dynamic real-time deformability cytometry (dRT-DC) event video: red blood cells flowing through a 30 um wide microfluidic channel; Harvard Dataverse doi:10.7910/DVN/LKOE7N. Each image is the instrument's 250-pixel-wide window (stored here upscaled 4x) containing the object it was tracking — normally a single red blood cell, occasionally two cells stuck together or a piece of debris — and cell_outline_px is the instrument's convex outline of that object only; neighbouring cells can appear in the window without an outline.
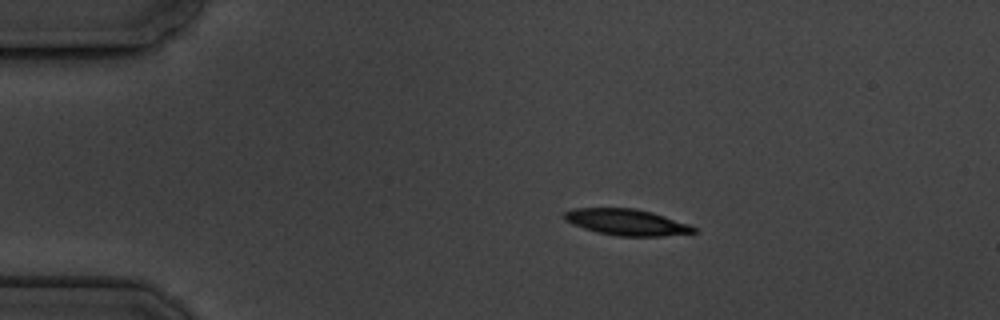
{"species": "common noctule bat (a hibernating species)", "species_latin": "Nyctalus noctula", "temperature_condition": "cold", "stored_images_in_passage": 5, "camera_frame_rate_fps": 3000, "um_per_image_px": 0.085, "animal": {"sex": "male", "body_mass_g": 19.5, "forearm_length_mm": 54.6}, "frame": {"image": 1, "passage_image": 2, "time_ms": 1.333, "image_size_px": [1000, 320], "cell_outline_px": [[700, 232], [664, 236], [616, 236], [596, 232], [572, 224], [564, 220], [564, 212], [572, 208], [636, 208], [652, 212], [688, 224], [696, 228]], "centroid_in_image_um": [53.26, 18.89], "position_along_channel_um": 31.7, "area_um2": 19.88}}
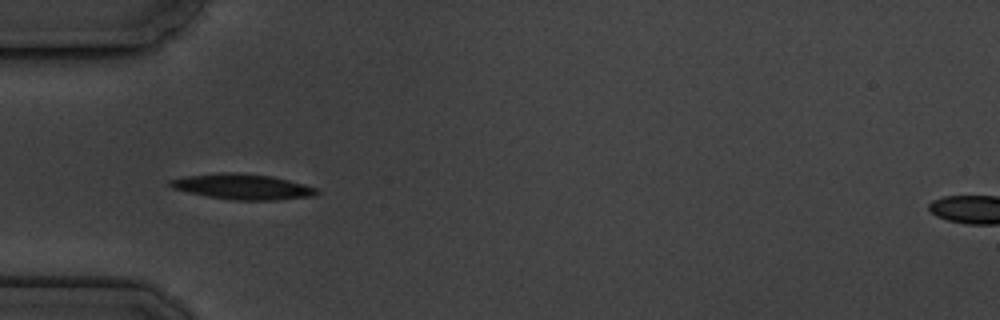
{"frame": {"image": 2, "passage_image": 4, "time_ms": 3.667, "image_size_px": [1000, 320], "cell_outline_px": [[320, 192], [316, 196], [276, 200], [232, 200], [208, 196], [188, 192], [172, 188], [168, 184], [168, 180], [188, 176], [224, 172], [240, 172], [272, 176], [304, 184], [316, 188]], "centroid_in_image_um": [20.65, 15.87], "position_along_channel_um": 64.4, "area_um2": 21.79}}